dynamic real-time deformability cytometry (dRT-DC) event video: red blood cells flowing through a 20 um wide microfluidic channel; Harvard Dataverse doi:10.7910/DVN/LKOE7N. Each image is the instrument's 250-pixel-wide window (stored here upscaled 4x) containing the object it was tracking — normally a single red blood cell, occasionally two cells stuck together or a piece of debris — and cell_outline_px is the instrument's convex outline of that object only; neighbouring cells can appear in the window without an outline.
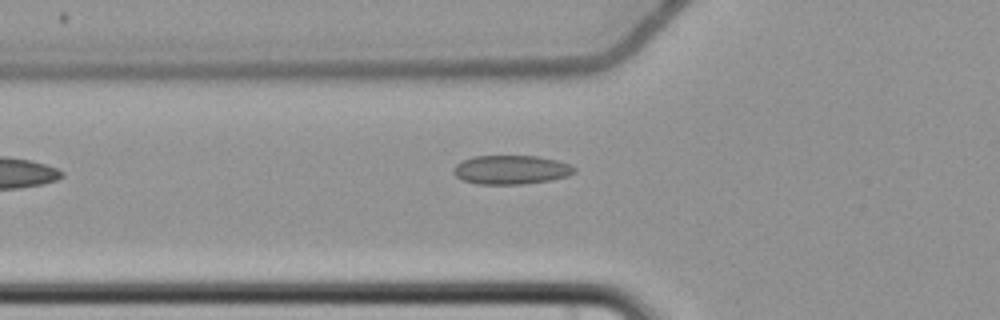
{"species": "common noctule bat (a hibernating species)", "species_latin": "Nyctalus noctula", "temperature_condition": "cold", "stored_images_in_passage": 7, "camera_frame_rate_fps": 3000, "um_per_image_px": 0.085, "animal": {"sex": "female", "body_mass_g": 22.7, "forearm_length_mm": 54.2}, "frame": {"image": 1, "passage_image": 6, "time_ms": 6.0, "image_size_px": [1000, 320], "cell_outline_px": [[576, 172], [568, 176], [552, 180], [524, 184], [476, 184], [460, 180], [452, 172], [452, 168], [456, 164], [472, 156], [536, 156], [556, 160], [568, 164], [576, 168]], "centroid_in_image_um": [43.41, 14.44], "position_along_channel_um": 82.4, "area_um2": 20.58}}
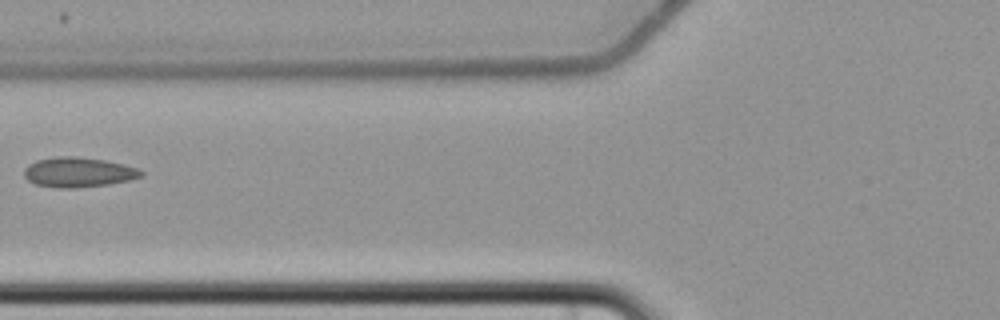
{"frame": {"image": 2, "passage_image": 7, "time_ms": 7.0, "image_size_px": [1000, 320], "cell_outline_px": [[144, 176], [128, 180], [108, 184], [72, 188], [56, 188], [36, 184], [28, 180], [24, 176], [24, 168], [28, 164], [36, 160], [56, 156], [76, 156], [104, 160], [124, 164], [140, 168], [144, 172]], "centroid_in_image_um": [6.67, 14.63], "position_along_channel_um": 119.1, "area_um2": 20.52}}